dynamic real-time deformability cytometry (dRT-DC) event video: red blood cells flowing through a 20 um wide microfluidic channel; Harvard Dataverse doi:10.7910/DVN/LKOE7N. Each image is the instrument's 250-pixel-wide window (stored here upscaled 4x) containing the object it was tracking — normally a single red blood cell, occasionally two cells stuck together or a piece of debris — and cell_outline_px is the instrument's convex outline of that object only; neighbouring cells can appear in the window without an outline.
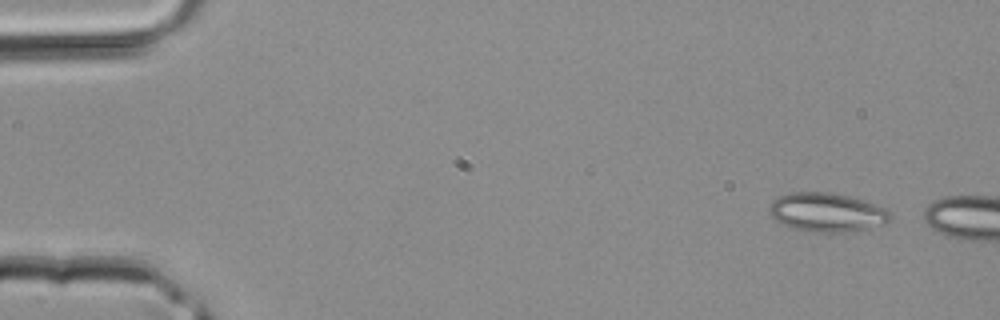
{"species": "common noctule bat (a hibernating species)", "species_latin": "Nyctalus noctula", "temperature_condition": "room temperature", "stored_images_in_passage": 6, "camera_frame_rate_fps": 3000, "um_per_image_px": 0.085, "animal": {"sex": "male", "body_mass_g": 20.4}, "frame": {"image": 1, "passage_image": 3, "time_ms": 0.667, "image_size_px": [1000, 320], "cell_outline_px": [[892, 220], [868, 232], [804, 232], [788, 228], [780, 224], [768, 212], [768, 208], [772, 200], [788, 192], [832, 192], [848, 196], [888, 208], [892, 216]], "centroid_in_image_um": [70.32, 18.09], "position_along_channel_um": 14.7, "area_um2": 28.5}}